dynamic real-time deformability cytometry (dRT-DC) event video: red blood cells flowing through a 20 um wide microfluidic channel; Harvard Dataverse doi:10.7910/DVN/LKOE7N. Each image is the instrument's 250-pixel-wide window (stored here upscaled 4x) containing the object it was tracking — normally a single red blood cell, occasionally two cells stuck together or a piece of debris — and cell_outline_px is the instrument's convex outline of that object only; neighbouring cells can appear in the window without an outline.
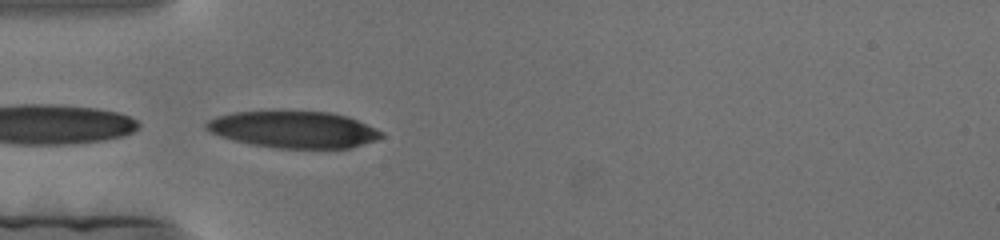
{"species": "human", "species_latin": "Homo sapiens", "temperature_condition": "cold", "stored_images_in_passage": 44, "camera_frame_rate_fps": 3000, "um_per_image_px": 0.085, "donor": {"sex": "female"}, "frame": {"image": 1, "passage_image": 2, "time_ms": 0.333, "image_size_px": [1000, 240], "cell_outline_px": [[384, 136], [376, 140], [352, 148], [276, 148], [248, 144], [220, 136], [204, 128], [204, 124], [208, 120], [216, 116], [232, 112], [328, 112], [348, 116], [384, 132]], "centroid_in_image_um": [24.96, 11.02], "position_along_channel_um": 60.0, "area_um2": 37.4}}
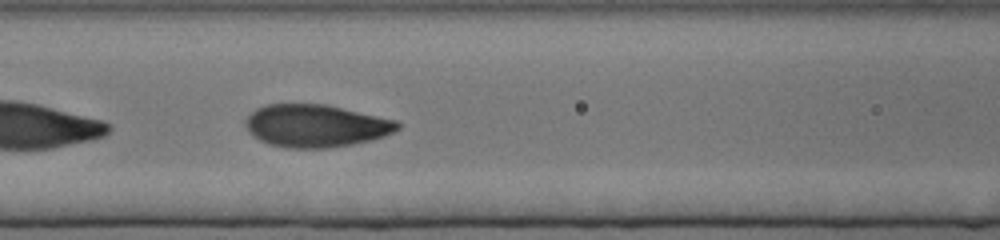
{"frame": {"image": 2, "passage_image": 24, "time_ms": 7.667, "image_size_px": [1000, 240], "cell_outline_px": [[400, 128], [384, 136], [352, 144], [328, 148], [288, 148], [268, 144], [252, 136], [248, 132], [244, 124], [244, 120], [256, 108], [264, 104], [324, 104], [396, 120], [400, 124]], "centroid_in_image_um": [26.78, 10.69], "position_along_channel_um": 139.8, "area_um2": 37.69}}
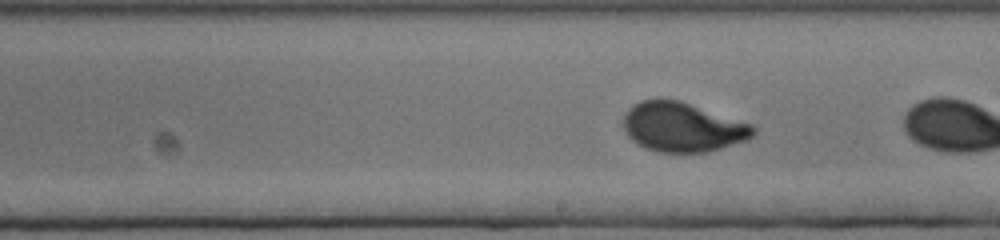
{"frame": {"image": 3, "passage_image": 42, "time_ms": 13.667, "image_size_px": [1000, 240], "cell_outline_px": [[756, 132], [748, 140], [708, 152], [656, 152], [644, 148], [636, 144], [628, 136], [624, 128], [624, 112], [632, 104], [640, 100], [660, 96], [680, 100], [752, 124], [756, 128]], "centroid_in_image_um": [57.98, 10.78], "position_along_channel_um": 231.0, "area_um2": 38.15}}